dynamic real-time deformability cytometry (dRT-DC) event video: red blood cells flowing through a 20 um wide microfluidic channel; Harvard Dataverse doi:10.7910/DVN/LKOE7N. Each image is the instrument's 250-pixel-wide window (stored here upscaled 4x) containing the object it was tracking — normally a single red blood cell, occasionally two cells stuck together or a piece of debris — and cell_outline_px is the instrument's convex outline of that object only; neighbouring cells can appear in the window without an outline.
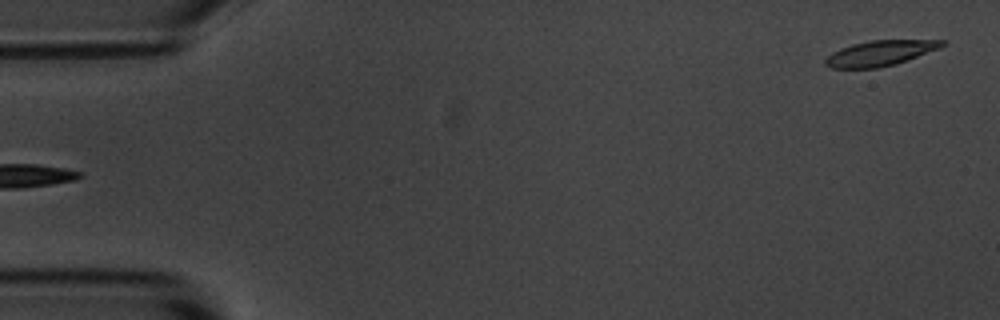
{"species": "common noctule bat (a hibernating species)", "species_latin": "Nyctalus noctula", "temperature_condition": "room temperature", "stored_images_in_passage": 5, "camera_frame_rate_fps": 3000, "um_per_image_px": 0.085, "animal": {"sex": "male", "body_mass_g": 20.1, "forearm_length_mm": 53.5}, "frame": {"image": 1, "passage_image": 5, "time_ms": 4.667, "image_size_px": [1000, 320], "cell_outline_px": [[948, 40], [940, 48], [896, 64], [876, 68], [832, 68], [824, 64], [824, 60], [832, 52], [840, 48], [852, 44], [868, 40]], "centroid_in_image_um": [74.79, 4.51], "position_along_channel_um": 10.2, "area_um2": 17.22}}